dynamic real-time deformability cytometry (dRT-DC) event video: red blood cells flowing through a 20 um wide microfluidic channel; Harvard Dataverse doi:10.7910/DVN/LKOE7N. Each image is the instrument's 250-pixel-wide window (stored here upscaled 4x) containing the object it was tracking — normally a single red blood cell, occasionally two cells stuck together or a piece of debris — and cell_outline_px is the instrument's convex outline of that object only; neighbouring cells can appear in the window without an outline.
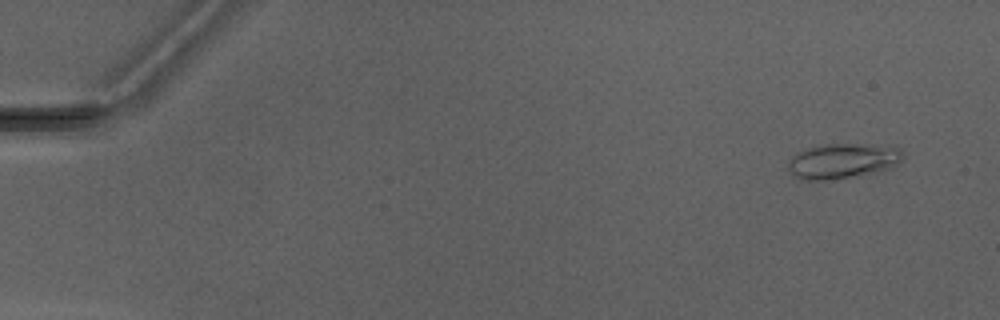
{"species": "Egyptian fruit bat (a non-hibernating species)", "species_latin": "Rousettus aegyptiacus", "temperature_condition": "warm", "stored_images_in_passage": 7, "camera_frame_rate_fps": 3000, "um_per_image_px": 0.085, "animal": {"sex": "male"}, "frame": {"image": 1, "passage_image": 1, "time_ms": 0.0, "image_size_px": [1000, 320], "cell_outline_px": [[904, 156], [892, 168], [860, 176], [828, 180], [800, 180], [788, 168], [788, 160], [792, 156], [808, 148], [824, 144], [892, 144], [900, 148]], "centroid_in_image_um": [71.69, 13.67], "position_along_channel_um": 13.3, "area_um2": 23.87}}
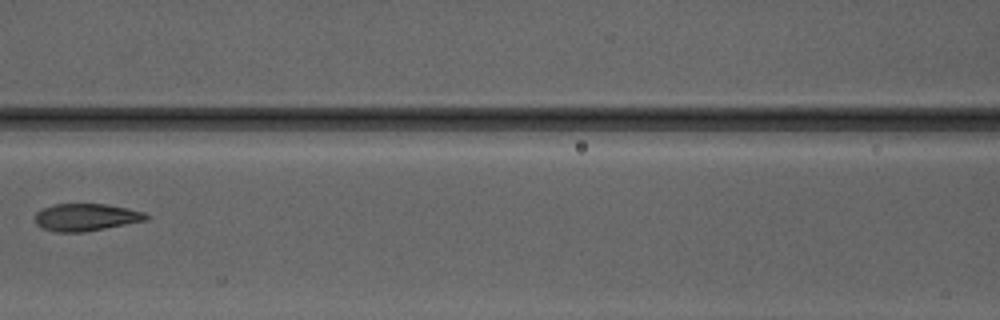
{"frame": {"image": 2, "passage_image": 7, "time_ms": 7.0, "image_size_px": [1000, 320], "cell_outline_px": [[152, 216], [148, 220], [84, 232], [56, 232], [44, 228], [36, 224], [36, 212], [52, 204], [108, 204], [128, 208]], "centroid_in_image_um": [7.33, 18.46], "position_along_channel_um": 159.3, "area_um2": 17.63}}